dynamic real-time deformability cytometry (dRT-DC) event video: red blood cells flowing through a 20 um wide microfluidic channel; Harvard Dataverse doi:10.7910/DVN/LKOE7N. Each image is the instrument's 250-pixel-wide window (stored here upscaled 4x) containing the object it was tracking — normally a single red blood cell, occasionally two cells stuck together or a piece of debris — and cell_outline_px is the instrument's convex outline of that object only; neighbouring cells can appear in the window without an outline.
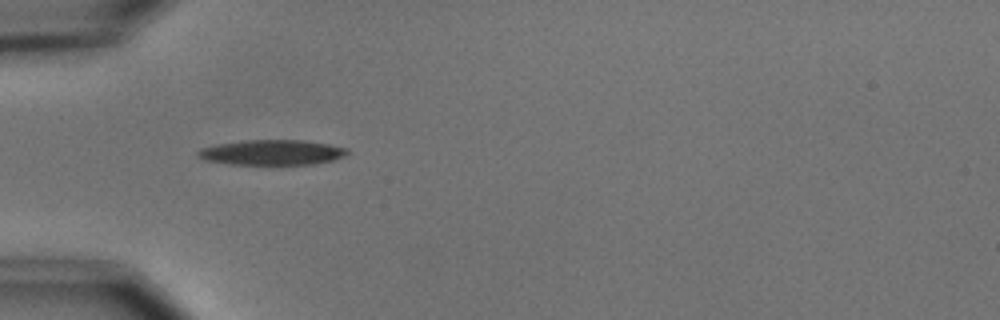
{"species": "common noctule bat (a hibernating species)", "species_latin": "Nyctalus noctula", "temperature_condition": "cold", "stored_images_in_passage": 2, "camera_frame_rate_fps": 3000, "um_per_image_px": 0.085, "animal": {"sex": "male", "body_mass_g": 15.6}, "frame": {"image": 1, "passage_image": 1, "time_ms": 0.0, "image_size_px": [1000, 320], "cell_outline_px": [[348, 152], [344, 156], [332, 160], [312, 164], [228, 164], [204, 160], [196, 156], [196, 152], [200, 148], [216, 144], [244, 140], [304, 140], [328, 144], [348, 148]], "centroid_in_image_um": [23.06, 12.95], "position_along_channel_um": 61.9, "area_um2": 21.96}}
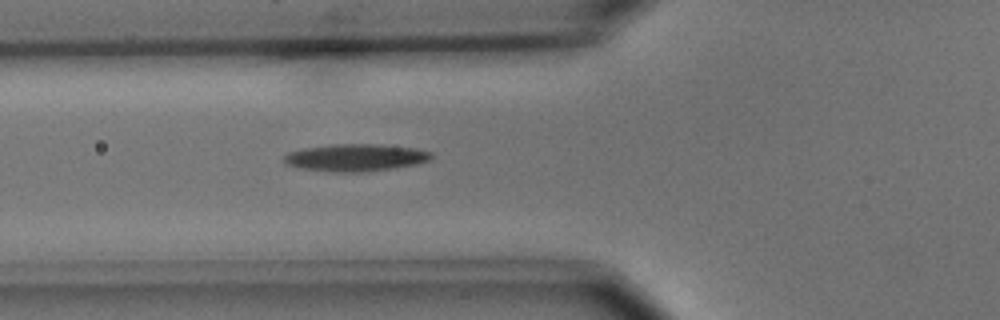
{"frame": {"image": 2, "passage_image": 2, "time_ms": 1.0, "image_size_px": [1000, 320], "cell_outline_px": [[432, 156], [428, 160], [416, 164], [392, 168], [364, 172], [332, 172], [300, 168], [284, 164], [280, 160], [288, 152], [304, 148], [332, 144], [376, 144], [416, 148], [432, 152]], "centroid_in_image_um": [30.16, 13.39], "position_along_channel_um": 95.6, "area_um2": 23.52}}